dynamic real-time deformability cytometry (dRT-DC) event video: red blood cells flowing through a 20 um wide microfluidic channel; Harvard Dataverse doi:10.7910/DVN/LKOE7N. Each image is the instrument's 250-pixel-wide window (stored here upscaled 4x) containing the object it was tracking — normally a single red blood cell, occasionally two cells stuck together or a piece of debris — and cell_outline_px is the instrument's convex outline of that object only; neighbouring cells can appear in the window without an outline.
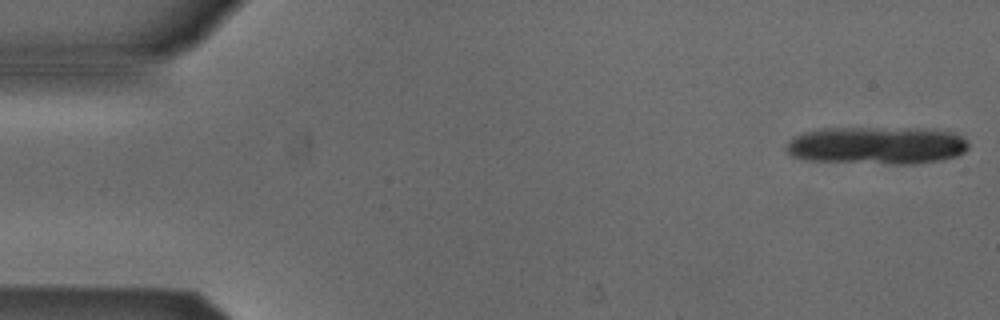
{"species": "Egyptian fruit bat (a non-hibernating species)", "species_latin": "Rousettus aegyptiacus", "temperature_condition": "cold", "stored_images_in_passage": 12, "camera_frame_rate_fps": 3000, "um_per_image_px": 0.085, "animal": {"sex": "male"}, "frame": {"image": 1, "passage_image": 1, "time_ms": 0.0, "image_size_px": [1000, 320], "cell_outline_px": [[968, 148], [964, 152], [956, 156], [940, 160], [916, 164], [892, 164], [804, 160], [792, 156], [784, 148], [788, 140], [792, 136], [804, 132], [820, 128], [932, 128], [952, 132], [964, 136], [968, 140]], "centroid_in_image_um": [74.53, 12.35], "position_along_channel_um": 10.5, "area_um2": 40.75}}